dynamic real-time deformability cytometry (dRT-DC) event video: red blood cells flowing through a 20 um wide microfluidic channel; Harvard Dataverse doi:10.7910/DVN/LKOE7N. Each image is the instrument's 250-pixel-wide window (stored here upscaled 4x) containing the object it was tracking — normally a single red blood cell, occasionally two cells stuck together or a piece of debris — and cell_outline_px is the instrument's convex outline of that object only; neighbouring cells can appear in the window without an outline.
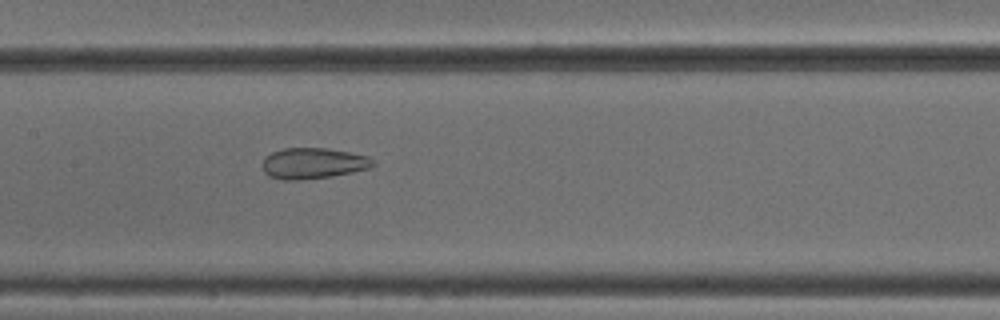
{"species": "common noctule bat (a hibernating species)", "species_latin": "Nyctalus noctula", "temperature_condition": "cold", "stored_images_in_passage": 51, "camera_frame_rate_fps": 3000, "um_per_image_px": 0.085, "animal": {"sex": "male", "body_mass_g": 18.8}, "frame": {"image": 1, "passage_image": 25, "time_ms": 8.0, "image_size_px": [1000, 320], "cell_outline_px": [[376, 164], [368, 168], [352, 172], [332, 176], [300, 180], [280, 180], [268, 176], [264, 172], [264, 156], [272, 152], [284, 148], [324, 148], [348, 152], [368, 156]], "centroid_in_image_um": [26.59, 13.89], "position_along_channel_um": 180.8, "area_um2": 19.83}}
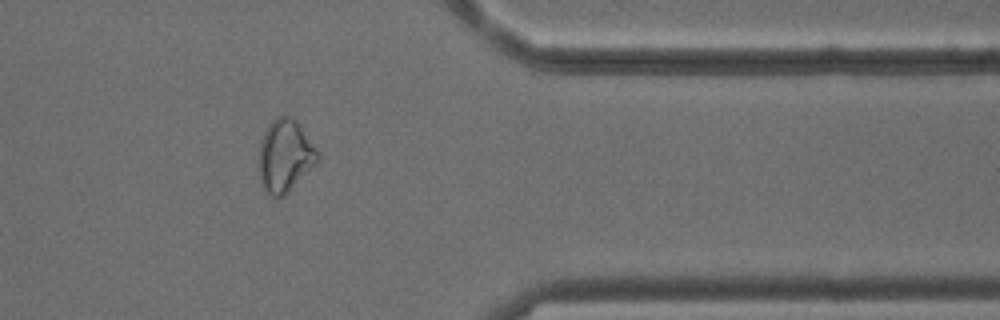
{"frame": {"image": 2, "passage_image": 42, "time_ms": 13.667, "image_size_px": [1000, 320], "cell_outline_px": [[320, 156], [316, 164], [284, 196], [276, 200], [268, 196], [264, 192], [260, 184], [256, 164], [260, 144], [264, 132], [268, 124], [276, 116], [288, 116], [296, 120], [316, 148]], "centroid_in_image_um": [24.16, 13.31], "position_along_channel_um": 387.2, "area_um2": 25.49}}
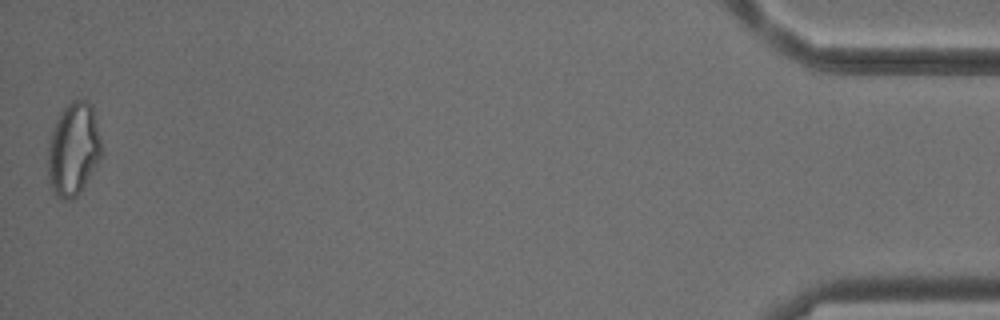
{"frame": {"image": 3, "passage_image": 51, "time_ms": 16.667, "image_size_px": [1000, 320], "cell_outline_px": [[100, 156], [96, 164], [80, 192], [72, 200], [64, 200], [52, 188], [48, 180], [48, 140], [52, 128], [60, 112], [72, 100], [84, 100], [92, 104], [100, 136]], "centroid_in_image_um": [6.21, 12.65], "position_along_channel_um": 429.0, "area_um2": 28.73}, "authors_computed_cell_mechanics": {"area_um2": 26.01, "velocity_mm_per_s": 3.8929, "shape_relaxation_time_tau1_ms": null, "shape_relaxation_time_tau2_ms": 1.596, "deformation_change_tau1": null, "deformation_change_tau2": 0.0942}}